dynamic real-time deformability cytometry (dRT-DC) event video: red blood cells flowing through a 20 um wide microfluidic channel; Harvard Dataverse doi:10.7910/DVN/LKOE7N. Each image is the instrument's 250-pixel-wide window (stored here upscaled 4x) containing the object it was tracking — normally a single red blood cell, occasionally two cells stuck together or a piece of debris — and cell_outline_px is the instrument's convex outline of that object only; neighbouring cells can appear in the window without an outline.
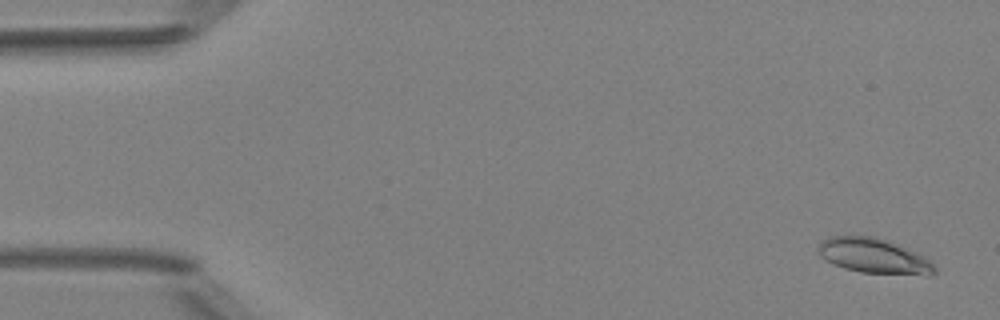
{"species": "Egyptian fruit bat (a non-hibernating species)", "species_latin": "Rousettus aegyptiacus", "temperature_condition": "room temperature", "stored_images_in_passage": 4, "camera_frame_rate_fps": 3000, "um_per_image_px": 0.085, "animal": {"sex": "female"}, "frame": {"image": 1, "passage_image": 1, "time_ms": 0.0, "image_size_px": [1000, 320], "cell_outline_px": [[936, 272], [928, 276], [924, 276], [860, 272], [844, 268], [832, 264], [824, 260], [820, 256], [820, 240], [828, 236], [876, 236], [888, 240], [916, 252], [924, 256], [936, 268]], "centroid_in_image_um": [74.29, 21.76], "position_along_channel_um": 10.7, "area_um2": 23.99}}
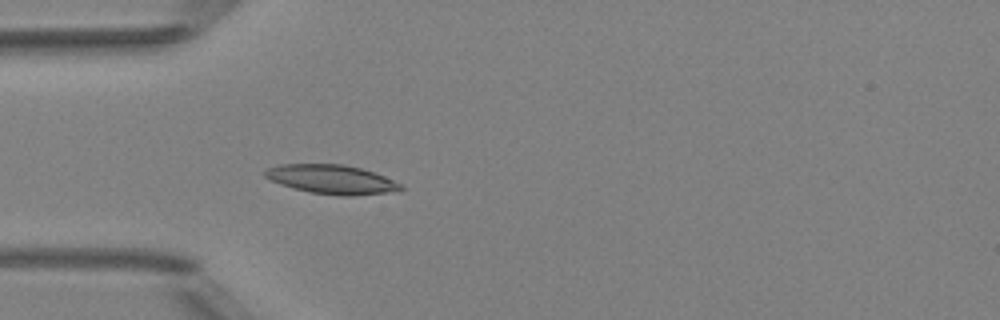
{"frame": {"image": 2, "passage_image": 4, "time_ms": 4.333, "image_size_px": [1000, 320], "cell_outline_px": [[404, 188], [388, 192], [352, 196], [340, 196], [312, 192], [280, 184], [264, 176], [264, 172], [268, 168], [280, 164], [344, 164], [360, 168], [384, 176], [400, 184]], "centroid_in_image_um": [28.17, 15.24], "position_along_channel_um": 56.8, "area_um2": 22.6}}